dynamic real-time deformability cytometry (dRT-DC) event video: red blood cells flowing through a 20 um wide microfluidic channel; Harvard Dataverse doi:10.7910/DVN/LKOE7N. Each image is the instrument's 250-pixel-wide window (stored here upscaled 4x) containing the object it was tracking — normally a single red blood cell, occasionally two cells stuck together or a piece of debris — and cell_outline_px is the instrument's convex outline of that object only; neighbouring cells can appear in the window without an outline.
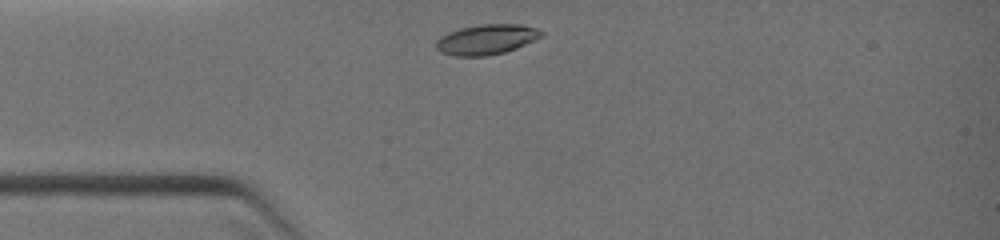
{"species": "common noctule bat (a hibernating species)", "species_latin": "Nyctalus noctula", "temperature_condition": "warm", "stored_images_in_passage": 22, "camera_frame_rate_fps": 3000, "um_per_image_px": 0.085, "animal": {"sex": "female", "body_mass_g": 19.0, "forearm_length_mm": 51.5}, "frame": {"image": 1, "passage_image": 1, "time_ms": 0.0, "image_size_px": [1000, 240], "cell_outline_px": [[544, 32], [540, 36], [516, 48], [504, 52], [484, 56], [452, 56], [440, 52], [436, 48], [436, 40], [440, 36], [448, 32], [460, 28], [480, 24], [520, 24], [536, 28]], "centroid_in_image_um": [41.29, 3.35], "position_along_channel_um": 43.7, "area_um2": 18.38}}
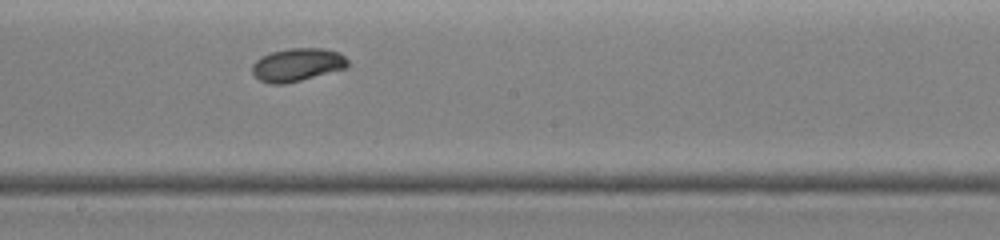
{"frame": {"image": 2, "passage_image": 12, "time_ms": 3.667, "image_size_px": [1000, 240], "cell_outline_px": [[352, 64], [348, 68], [284, 84], [268, 84], [260, 80], [252, 72], [252, 64], [260, 56], [272, 52], [288, 48], [324, 48], [340, 52]], "centroid_in_image_um": [25.31, 5.49], "position_along_channel_um": 222.9, "area_um2": 18.67}}
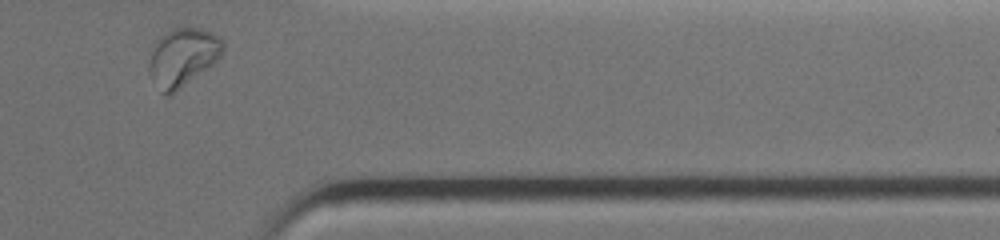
{"frame": {"image": 3, "passage_image": 22, "time_ms": 7.0, "image_size_px": [1000, 240], "cell_outline_px": [[224, 52], [208, 68], [172, 96], [164, 96], [160, 92], [152, 80], [148, 72], [148, 60], [156, 40], [164, 32], [172, 28], [184, 24], [200, 28], [212, 32], [220, 36], [224, 40]], "centroid_in_image_um": [15.52, 4.84], "position_along_channel_um": 395.9, "area_um2": 26.07}}